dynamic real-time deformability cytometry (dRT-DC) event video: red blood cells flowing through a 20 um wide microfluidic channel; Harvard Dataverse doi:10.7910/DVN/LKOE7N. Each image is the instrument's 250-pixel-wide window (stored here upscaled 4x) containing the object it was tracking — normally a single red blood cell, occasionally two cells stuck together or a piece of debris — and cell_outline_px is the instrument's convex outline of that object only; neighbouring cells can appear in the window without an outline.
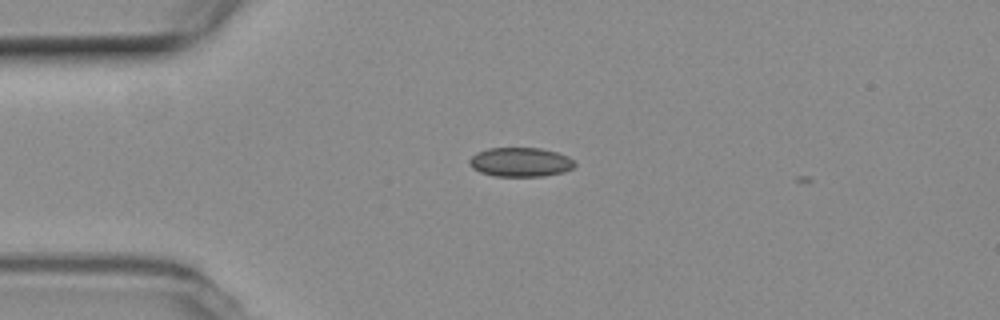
{"species": "common noctule bat (a hibernating species)", "species_latin": "Nyctalus noctula", "temperature_condition": "room temperature", "stored_images_in_passage": 3, "camera_frame_rate_fps": 3000, "um_per_image_px": 0.085, "animal": {"sex": "female", "body_mass_g": 19.3, "forearm_length_mm": 54.1}, "frame": {"image": 1, "passage_image": 1, "time_ms": 0.0, "image_size_px": [1000, 320], "cell_outline_px": [[576, 164], [572, 168], [564, 172], [544, 176], [496, 176], [480, 172], [472, 168], [468, 164], [468, 160], [476, 152], [488, 148], [540, 148], [556, 152], [568, 156]], "centroid_in_image_um": [44.21, 13.78], "position_along_channel_um": 40.8, "area_um2": 17.98}}